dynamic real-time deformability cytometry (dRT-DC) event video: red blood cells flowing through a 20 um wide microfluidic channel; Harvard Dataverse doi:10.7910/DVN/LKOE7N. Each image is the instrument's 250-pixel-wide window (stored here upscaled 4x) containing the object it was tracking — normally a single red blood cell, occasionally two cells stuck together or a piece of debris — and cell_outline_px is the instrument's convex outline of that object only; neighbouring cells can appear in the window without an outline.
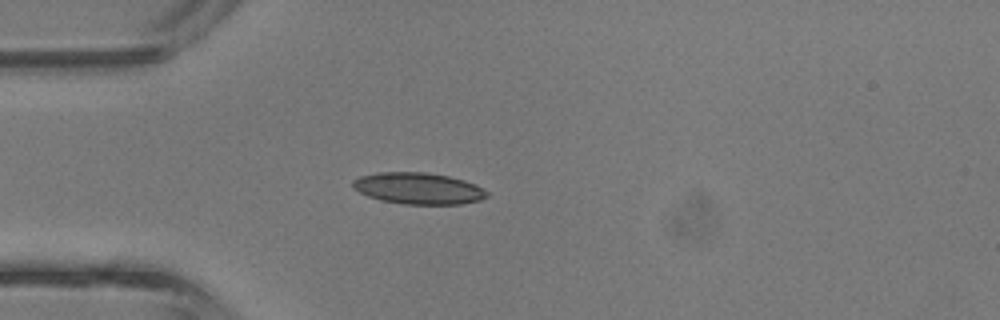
{"species": "common noctule bat (a hibernating species)", "species_latin": "Nyctalus noctula", "temperature_condition": "room temperature", "stored_images_in_passage": 36, "camera_frame_rate_fps": 3000, "um_per_image_px": 0.085, "animal": {"sex": "male", "body_mass_g": 13.3}, "frame": {"image": 1, "passage_image": 6, "time_ms": 1.667, "image_size_px": [1000, 320], "cell_outline_px": [[488, 196], [480, 200], [460, 204], [404, 204], [380, 200], [368, 196], [352, 188], [352, 180], [360, 176], [376, 172], [428, 172], [448, 176], [464, 180], [476, 184], [488, 192]], "centroid_in_image_um": [35.55, 16.01], "position_along_channel_um": 49.5, "area_um2": 24.74}}
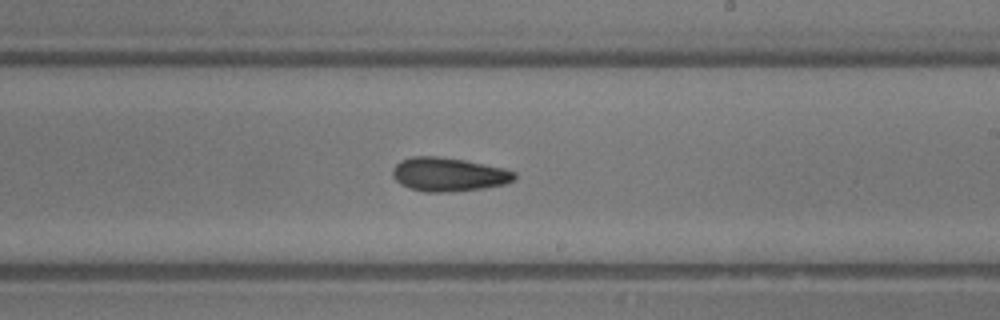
{"frame": {"image": 2, "passage_image": 19, "time_ms": 6.0, "image_size_px": [1000, 320], "cell_outline_px": [[516, 180], [504, 184], [484, 188], [448, 192], [424, 192], [408, 188], [400, 184], [392, 176], [392, 168], [400, 160], [412, 156], [440, 156], [464, 160], [504, 168], [516, 172]], "centroid_in_image_um": [38.11, 14.82], "position_along_channel_um": 250.9, "area_um2": 24.22}}
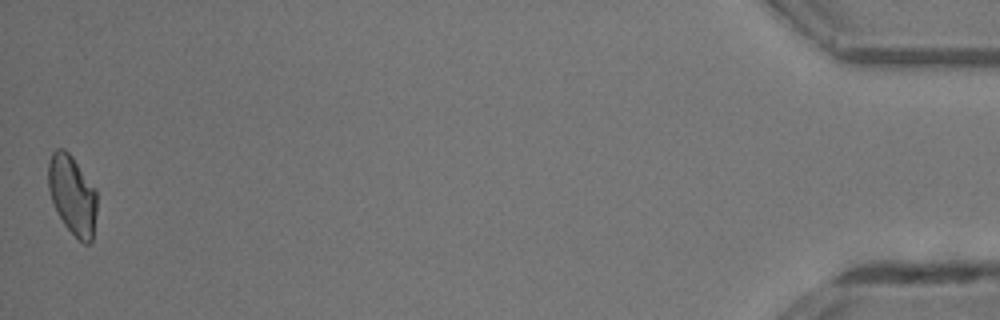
{"frame": {"image": 3, "passage_image": 36, "time_ms": 11.667, "image_size_px": [1000, 320], "cell_outline_px": [[96, 212], [92, 240], [88, 244], [84, 244], [64, 224], [52, 200], [48, 188], [48, 164], [52, 152], [56, 148], [64, 148], [72, 156], [96, 188]], "centroid_in_image_um": [6.15, 16.53], "position_along_channel_um": 429.0, "area_um2": 22.31}, "authors_computed_cell_mechanics": {"area_um2": 22.9177, "velocity_mm_per_s": 4.9185, "shape_relaxation_time_tau1_ms": 4.9832, "shape_relaxation_time_tau2_ms": 10.2465, "deformation_change_tau1": 0.1358, "deformation_change_tau2": 0.2022}}